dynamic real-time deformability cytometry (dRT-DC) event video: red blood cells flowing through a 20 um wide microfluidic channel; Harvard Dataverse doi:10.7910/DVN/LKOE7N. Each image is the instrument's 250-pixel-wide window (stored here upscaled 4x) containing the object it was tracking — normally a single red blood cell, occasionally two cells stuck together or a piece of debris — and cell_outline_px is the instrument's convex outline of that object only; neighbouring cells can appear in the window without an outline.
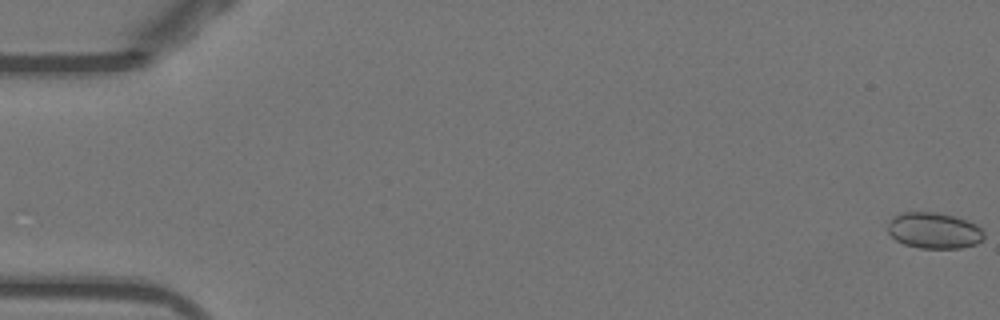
{"species": "Egyptian fruit bat (a non-hibernating species)", "species_latin": "Rousettus aegyptiacus", "temperature_condition": "warm", "stored_images_in_passage": 53, "camera_frame_rate_fps": 3000, "um_per_image_px": 0.085, "animal": {"sex": "female"}, "frame": {"image": 1, "passage_image": 1, "time_ms": 0.0, "image_size_px": [1000, 320], "cell_outline_px": [[984, 240], [976, 244], [960, 248], [920, 248], [904, 244], [896, 240], [888, 232], [888, 224], [896, 216], [904, 212], [936, 212], [956, 216], [968, 220], [976, 224], [984, 232]], "centroid_in_image_um": [79.44, 19.6], "position_along_channel_um": 5.6, "area_um2": 20.23}}
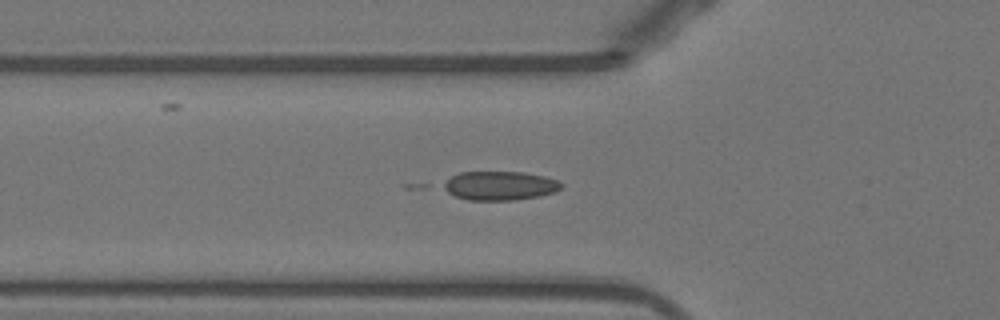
{"frame": {"image": 2, "passage_image": 19, "time_ms": 6.0, "image_size_px": [1000, 320], "cell_outline_px": [[564, 184], [556, 192], [540, 196], [516, 200], [468, 200], [456, 196], [440, 188], [440, 184], [452, 176], [460, 172], [524, 172], [544, 176], [556, 180]], "centroid_in_image_um": [42.46, 15.79], "position_along_channel_um": 83.3, "area_um2": 20.06}}
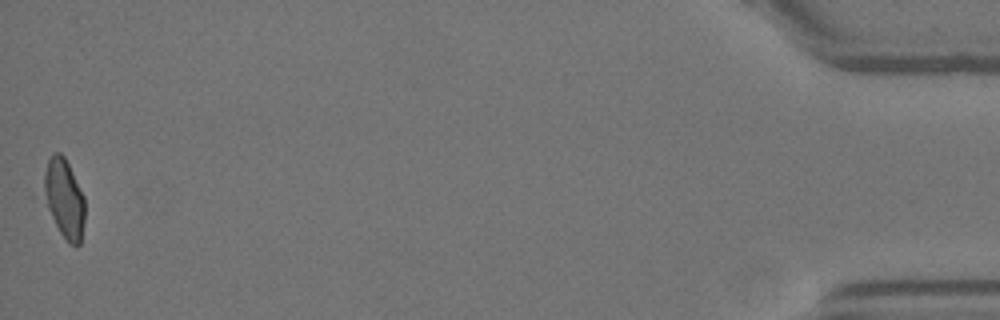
{"frame": {"image": 3, "passage_image": 53, "time_ms": 17.333, "image_size_px": [1000, 320], "cell_outline_px": [[84, 220], [80, 244], [76, 248], [68, 244], [60, 232], [48, 208], [44, 192], [44, 172], [48, 160], [52, 152], [60, 152], [64, 156], [84, 196]], "centroid_in_image_um": [5.47, 16.89], "position_along_channel_um": 429.7, "area_um2": 18.67}}